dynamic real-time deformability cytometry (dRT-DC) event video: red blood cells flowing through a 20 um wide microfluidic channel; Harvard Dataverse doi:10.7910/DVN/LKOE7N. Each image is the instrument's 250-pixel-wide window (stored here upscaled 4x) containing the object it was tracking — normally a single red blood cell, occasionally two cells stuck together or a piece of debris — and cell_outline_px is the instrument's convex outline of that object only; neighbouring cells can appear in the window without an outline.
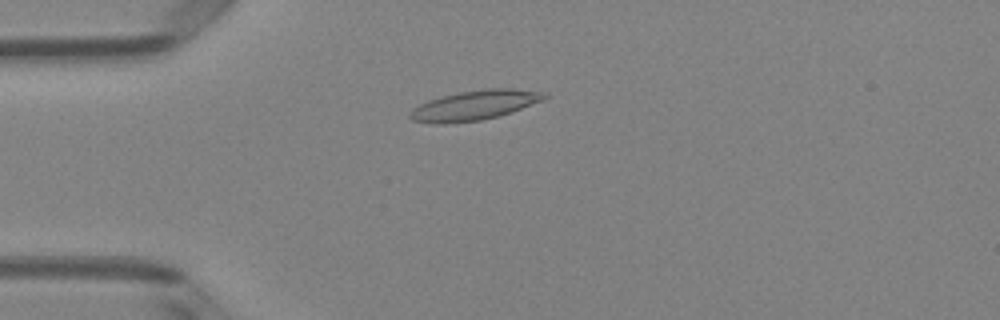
{"species": "Egyptian fruit bat (a non-hibernating species)", "species_latin": "Rousettus aegyptiacus", "temperature_condition": "room temperature", "stored_images_in_passage": 50, "camera_frame_rate_fps": 3000, "um_per_image_px": 0.085, "animal": {"sex": "female"}, "frame": {"image": 1, "passage_image": 13, "time_ms": 4.0, "image_size_px": [1000, 320], "cell_outline_px": [[548, 96], [544, 100], [512, 112], [480, 120], [444, 124], [436, 124], [412, 120], [408, 116], [408, 112], [412, 108], [428, 100], [460, 92], [488, 88], [512, 88], [548, 92]], "centroid_in_image_um": [40.36, 8.94], "position_along_channel_um": 44.6, "area_um2": 23.35}}
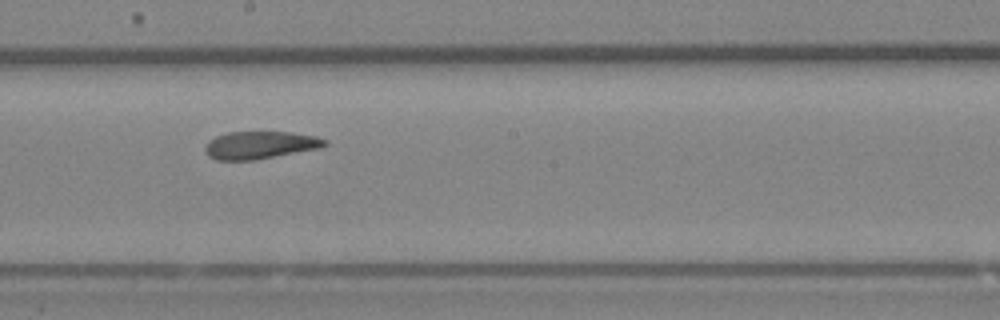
{"frame": {"image": 2, "passage_image": 28, "time_ms": 9.0, "image_size_px": [1000, 320], "cell_outline_px": [[328, 144], [320, 148], [256, 160], [216, 160], [208, 156], [204, 152], [204, 144], [208, 140], [216, 136], [228, 132], [292, 132], [316, 136], [328, 140]], "centroid_in_image_um": [22.08, 12.33], "position_along_channel_um": 226.1, "area_um2": 19.54}}
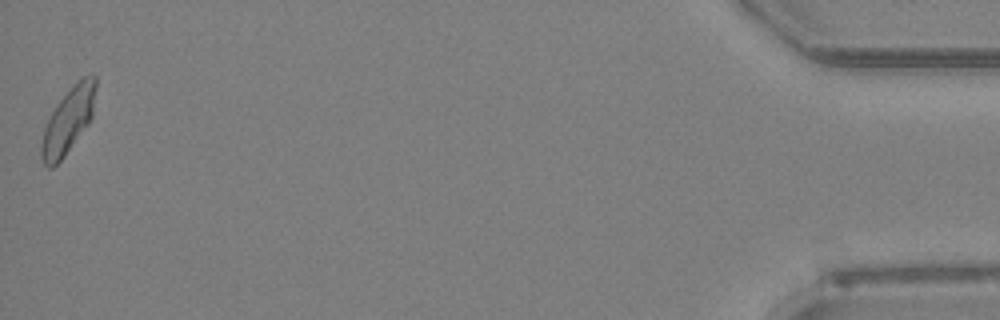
{"frame": {"image": 3, "passage_image": 50, "time_ms": 16.333, "image_size_px": [1000, 320], "cell_outline_px": [[96, 88], [92, 116], [88, 124], [64, 156], [52, 168], [48, 168], [44, 164], [40, 156], [40, 148], [44, 128], [56, 104], [72, 84], [84, 76], [92, 72], [96, 76]], "centroid_in_image_um": [5.8, 10.21], "position_along_channel_um": 429.4, "area_um2": 20.75}, "authors_computed_cell_mechanics": {"area_um2": 20.6057, "velocity_mm_per_s": 4.0438, "shape_relaxation_time_tau1_ms": 8.1619, "shape_relaxation_time_tau2_ms": 2.647, "deformation_change_tau1": 0.1973, "deformation_change_tau2": 0.0961}}